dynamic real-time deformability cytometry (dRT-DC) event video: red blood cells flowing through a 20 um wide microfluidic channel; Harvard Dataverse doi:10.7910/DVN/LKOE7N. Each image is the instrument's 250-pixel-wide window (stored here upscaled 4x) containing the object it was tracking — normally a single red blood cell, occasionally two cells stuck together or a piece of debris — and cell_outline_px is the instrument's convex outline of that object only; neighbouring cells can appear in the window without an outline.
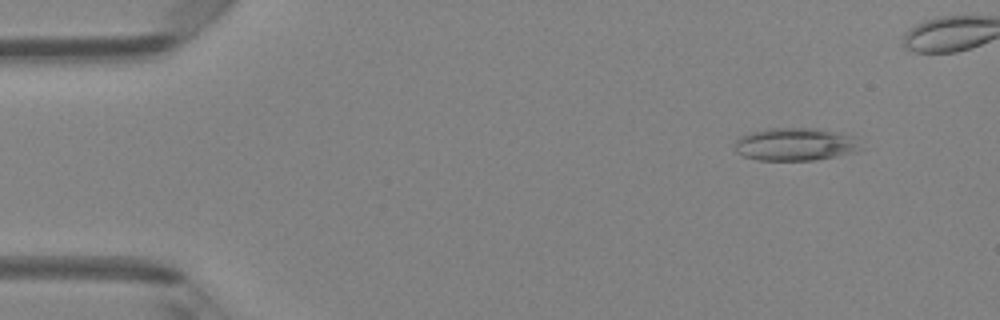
{"species": "Egyptian fruit bat (a non-hibernating species)", "species_latin": "Rousettus aegyptiacus", "temperature_condition": "room temperature", "stored_images_in_passage": 27, "camera_frame_rate_fps": 3000, "um_per_image_px": 0.085, "animal": {"sex": "female"}, "frame": {"image": 1, "passage_image": 5, "time_ms": 1.333, "image_size_px": [1000, 320], "cell_outline_px": [[868, 148], [856, 152], [816, 160], [756, 160], [744, 156], [736, 152], [736, 140], [740, 136], [752, 132], [768, 128], [816, 128], [852, 136]], "centroid_in_image_um": [67.66, 12.27], "position_along_channel_um": 17.3, "area_um2": 24.28}}
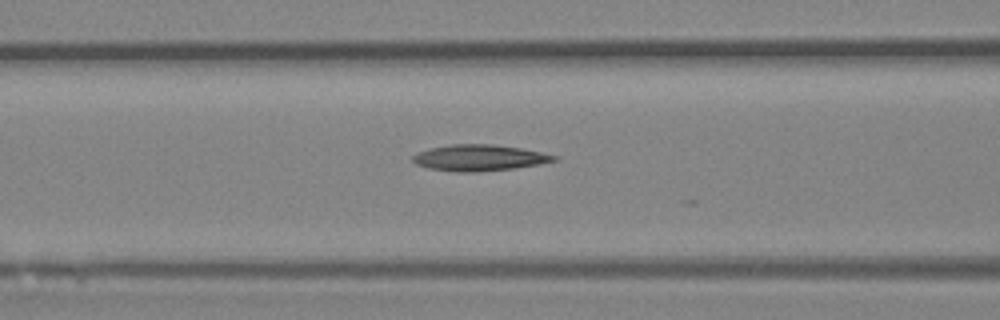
{"frame": {"image": 2, "passage_image": 20, "time_ms": 6.333, "image_size_px": [1000, 320], "cell_outline_px": [[560, 160], [540, 164], [516, 168], [472, 172], [456, 172], [428, 168], [416, 164], [412, 160], [412, 156], [416, 152], [432, 148], [452, 144], [492, 144], [520, 148], [560, 156]], "centroid_in_image_um": [40.77, 13.41], "position_along_channel_um": 125.8, "area_um2": 21.62}}
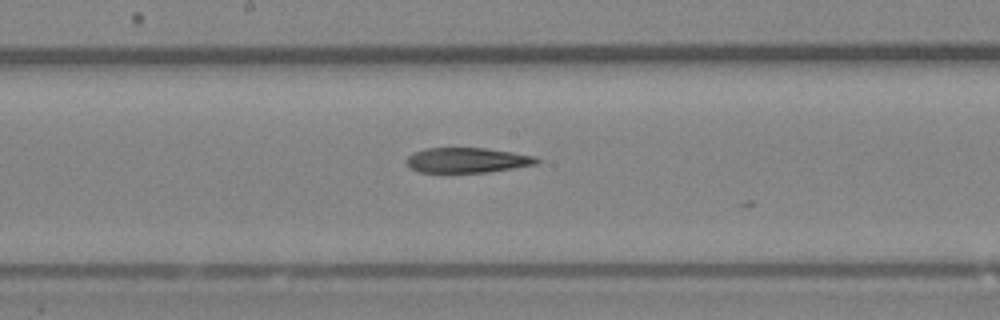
{"frame": {"image": 3, "passage_image": 26, "time_ms": 8.333, "image_size_px": [1000, 320], "cell_outline_px": [[540, 160], [536, 164], [488, 172], [420, 172], [412, 168], [404, 160], [408, 156], [424, 148], [484, 148], [512, 152], [536, 156]], "centroid_in_image_um": [39.71, 13.61], "position_along_channel_um": 208.5, "area_um2": 18.84}}